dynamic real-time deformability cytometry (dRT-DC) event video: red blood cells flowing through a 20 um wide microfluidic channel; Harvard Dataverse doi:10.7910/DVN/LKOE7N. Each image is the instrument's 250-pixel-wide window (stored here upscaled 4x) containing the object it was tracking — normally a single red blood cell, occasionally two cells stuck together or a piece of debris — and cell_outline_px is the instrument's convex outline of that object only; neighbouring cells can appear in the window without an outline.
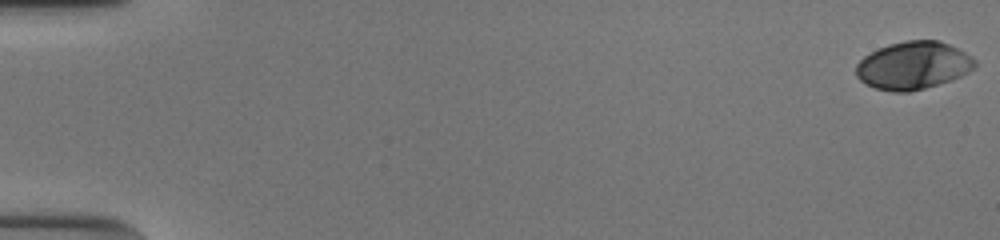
{"species": "human", "species_latin": "Homo sapiens", "temperature_condition": "cold", "stored_images_in_passage": 54, "camera_frame_rate_fps": 3000, "um_per_image_px": 0.085, "donor": {"sex": "male"}, "frame": {"image": 1, "passage_image": 1, "time_ms": 0.0, "image_size_px": [1000, 240], "cell_outline_px": [[976, 68], [952, 80], [924, 88], [908, 92], [892, 92], [876, 88], [864, 84], [856, 76], [856, 64], [864, 56], [888, 44], [904, 40], [940, 40], [972, 56], [976, 60]], "centroid_in_image_um": [77.62, 5.56], "position_along_channel_um": 7.4, "area_um2": 33.18}}
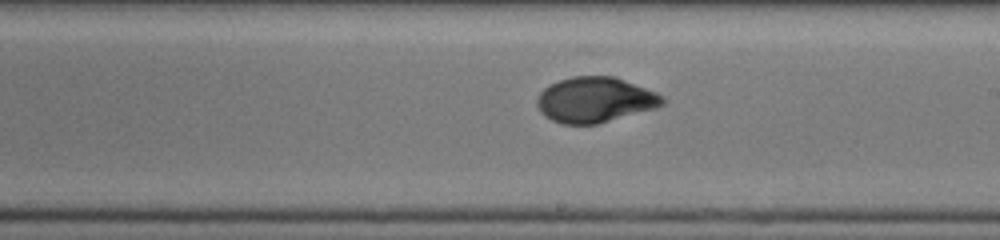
{"frame": {"image": 2, "passage_image": 33, "time_ms": 10.667, "image_size_px": [1000, 240], "cell_outline_px": [[664, 104], [656, 108], [596, 124], [564, 124], [552, 120], [544, 116], [540, 112], [536, 104], [536, 100], [540, 92], [544, 88], [560, 80], [572, 76], [616, 76], [656, 92], [664, 96]], "centroid_in_image_um": [50.57, 8.48], "position_along_channel_um": 238.4, "area_um2": 33.18}}
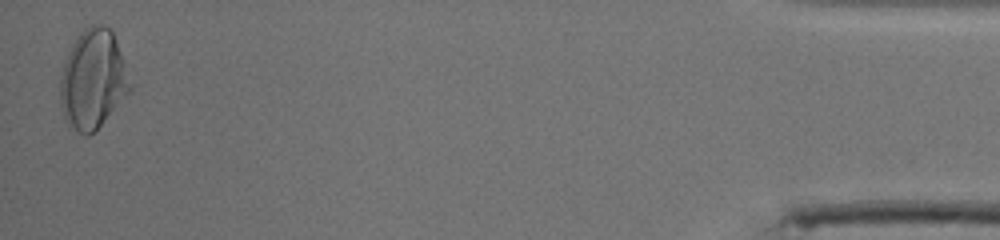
{"frame": {"image": 3, "passage_image": 54, "time_ms": 17.667, "image_size_px": [1000, 240], "cell_outline_px": [[132, 92], [88, 136], [84, 136], [68, 128], [64, 120], [60, 104], [60, 76], [68, 52], [72, 44], [80, 32], [88, 24], [104, 24], [112, 32], [116, 40], [132, 84]], "centroid_in_image_um": [7.89, 6.77], "position_along_channel_um": 427.3, "area_um2": 40.75}, "authors_computed_cell_mechanics": {"area_um2": 33.1772, "velocity_mm_per_s": 3.8514, "shape_relaxation_time_tau1_ms": 4.6517, "shape_relaxation_time_tau2_ms": 0.9694, "deformation_change_tau1": 0.1651, "deformation_change_tau2": 0.0399}}